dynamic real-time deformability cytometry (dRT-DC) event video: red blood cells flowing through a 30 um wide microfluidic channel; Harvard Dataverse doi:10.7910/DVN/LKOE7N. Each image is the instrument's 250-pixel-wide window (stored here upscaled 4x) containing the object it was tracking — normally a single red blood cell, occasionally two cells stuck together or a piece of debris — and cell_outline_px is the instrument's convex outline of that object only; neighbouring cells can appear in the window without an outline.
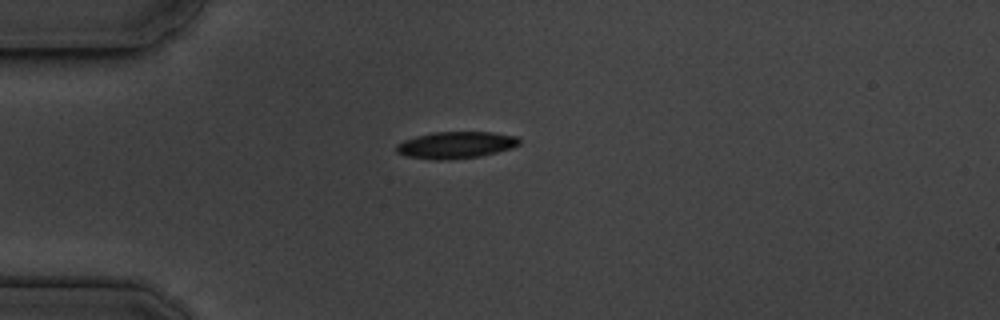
{"species": "common noctule bat (a hibernating species)", "species_latin": "Nyctalus noctula", "temperature_condition": "cold", "stored_images_in_passage": 35, "camera_frame_rate_fps": 3000, "um_per_image_px": 0.085, "animal": {"sex": "male", "body_mass_g": 19.5, "forearm_length_mm": 54.6}, "frame": {"image": 1, "passage_image": 1, "time_ms": 0.0, "image_size_px": [1000, 320], "cell_outline_px": [[520, 144], [512, 148], [480, 156], [448, 160], [432, 160], [404, 156], [396, 152], [396, 144], [404, 140], [416, 136], [432, 132], [496, 132], [516, 136], [520, 140]], "centroid_in_image_um": [38.72, 12.33], "position_along_channel_um": 46.3, "area_um2": 19.42}}
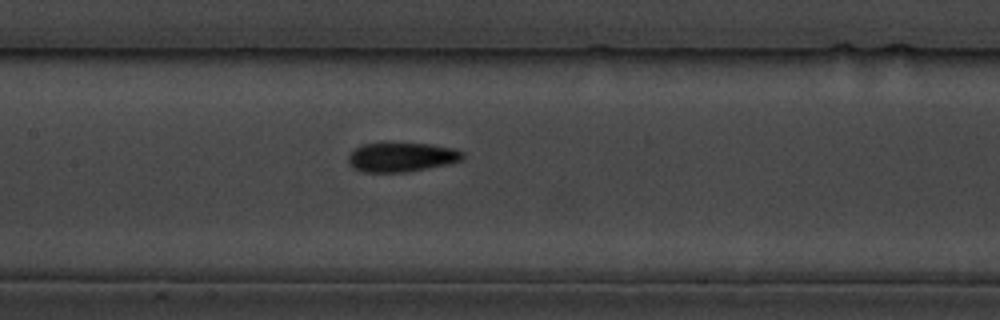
{"frame": {"image": 2, "passage_image": 13, "time_ms": 4.0, "image_size_px": [1000, 320], "cell_outline_px": [[464, 160], [448, 164], [408, 172], [364, 172], [352, 168], [348, 164], [348, 156], [356, 148], [368, 144], [384, 140], [432, 144], [452, 148], [464, 152]], "centroid_in_image_um": [34.14, 13.32], "position_along_channel_um": 173.3, "area_um2": 20.29}}
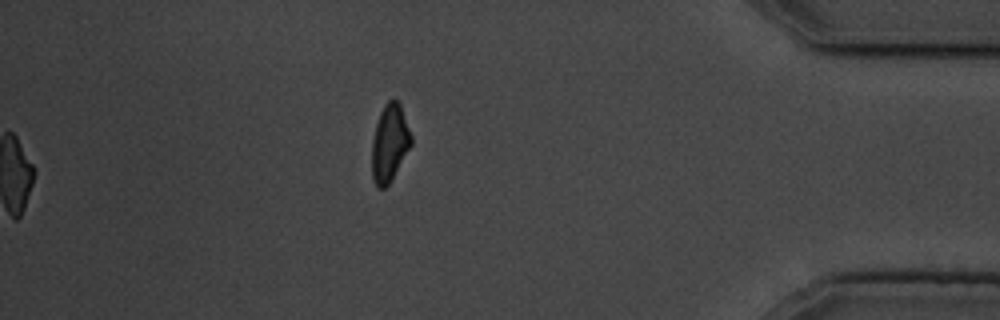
{"frame": {"image": 3, "passage_image": 35, "time_ms": 11.333, "image_size_px": [1000, 320], "cell_outline_px": [[412, 144], [392, 180], [384, 188], [376, 188], [372, 180], [372, 140], [376, 124], [380, 112], [384, 104], [388, 100], [396, 100], [400, 104], [412, 136]], "centroid_in_image_um": [33.11, 12.19], "position_along_channel_um": 402.1, "area_um2": 17.8}, "authors_computed_cell_mechanics": {"area_um2": 19.0162, "velocity_mm_per_s": 3.6363, "shape_relaxation_time_tau1_ms": 3.5164, "shape_relaxation_time_tau2_ms": 4.267, "deformation_change_tau1": 0.1112, "deformation_change_tau2": 0.093}}